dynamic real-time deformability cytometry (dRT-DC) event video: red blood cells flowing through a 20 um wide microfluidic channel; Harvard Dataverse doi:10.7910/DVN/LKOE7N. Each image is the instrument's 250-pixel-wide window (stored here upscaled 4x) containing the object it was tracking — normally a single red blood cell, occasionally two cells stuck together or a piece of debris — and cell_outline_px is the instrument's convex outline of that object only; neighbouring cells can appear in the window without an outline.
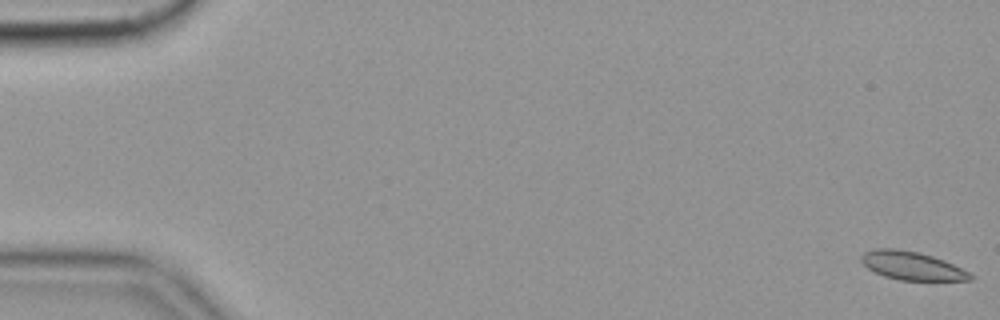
{"species": "common noctule bat (a hibernating species)", "species_latin": "Nyctalus noctula", "temperature_condition": "cold", "stored_images_in_passage": 59, "camera_frame_rate_fps": 3000, "um_per_image_px": 0.085, "animal": {"sex": "female", "body_mass_g": 19.9}, "frame": {"image": 1, "passage_image": 1, "time_ms": 0.0, "image_size_px": [1000, 320], "cell_outline_px": [[972, 280], [900, 280], [884, 276], [868, 268], [860, 260], [860, 256], [864, 252], [876, 248], [896, 248], [920, 252], [944, 260], [968, 272], [972, 276]], "centroid_in_image_um": [77.47, 22.57], "position_along_channel_um": 7.5, "area_um2": 17.86}}
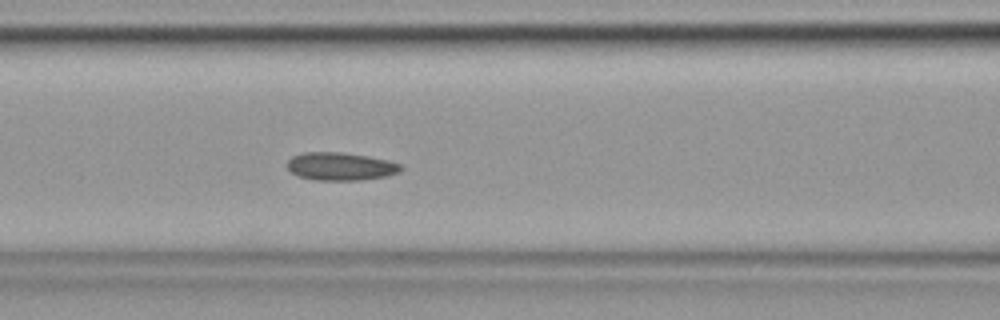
{"frame": {"image": 2, "passage_image": 25, "time_ms": 8.0, "image_size_px": [1000, 320], "cell_outline_px": [[404, 168], [400, 172], [388, 176], [360, 180], [312, 180], [296, 176], [284, 164], [292, 156], [304, 152], [344, 152], [368, 156], [388, 160], [400, 164]], "centroid_in_image_um": [28.93, 14.14], "position_along_channel_um": 137.7, "area_um2": 18.84}}